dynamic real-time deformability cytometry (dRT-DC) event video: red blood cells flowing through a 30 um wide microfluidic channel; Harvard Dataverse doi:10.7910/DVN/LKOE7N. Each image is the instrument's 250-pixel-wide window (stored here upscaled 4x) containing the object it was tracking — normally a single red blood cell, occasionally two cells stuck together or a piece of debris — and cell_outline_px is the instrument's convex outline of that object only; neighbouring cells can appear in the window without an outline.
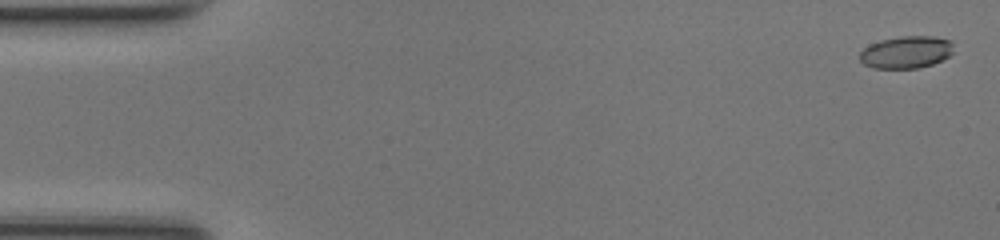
{"species": "common noctule bat (a hibernating species)", "species_latin": "Nyctalus noctula", "temperature_condition": "room temperature", "stored_images_in_passage": 11, "camera_frame_rate_fps": 3000, "um_per_image_px": 0.085, "animal": {"sex": "female", "body_mass_g": 17.0, "forearm_length_mm": 48.0}, "frame": {"image": 1, "passage_image": 2, "time_ms": 0.333, "image_size_px": [1000, 240], "cell_outline_px": [[952, 52], [948, 56], [932, 64], [920, 68], [872, 68], [864, 64], [860, 60], [860, 52], [868, 44], [880, 40], [900, 36], [932, 36], [952, 40]], "centroid_in_image_um": [77.0, 4.43], "position_along_channel_um": 8.0, "area_um2": 17.69}}